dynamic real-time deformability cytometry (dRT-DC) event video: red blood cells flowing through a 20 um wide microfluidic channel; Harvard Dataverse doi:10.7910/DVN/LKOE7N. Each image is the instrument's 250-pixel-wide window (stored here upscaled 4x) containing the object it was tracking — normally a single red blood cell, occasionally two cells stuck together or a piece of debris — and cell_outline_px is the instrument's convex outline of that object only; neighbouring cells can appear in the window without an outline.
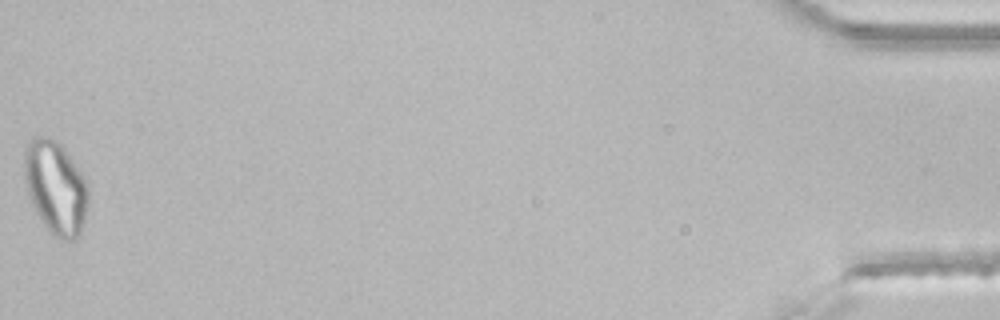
{"species": "common noctule bat (a hibernating species)", "species_latin": "Nyctalus noctula", "temperature_condition": "room temperature", "stored_images_in_passage": 46, "segment_of_instrument_passage": [2, 2], "camera_frame_rate_fps": 3000, "um_per_image_px": 0.085, "animal": {"sex": "male", "body_mass_g": 21.5, "forearm_length_mm": 52.0}, "frame": {"image": 1, "passage_image": 46, "time_ms": 15.0, "image_size_px": [1000, 320], "cell_outline_px": [[88, 204], [84, 224], [80, 236], [76, 240], [60, 240], [52, 236], [36, 212], [28, 192], [24, 176], [24, 156], [28, 144], [36, 136], [48, 136], [56, 140], [64, 148], [80, 172], [88, 188]], "centroid_in_image_um": [4.74, 15.98], "position_along_channel_um": 430.5, "area_um2": 34.68}}